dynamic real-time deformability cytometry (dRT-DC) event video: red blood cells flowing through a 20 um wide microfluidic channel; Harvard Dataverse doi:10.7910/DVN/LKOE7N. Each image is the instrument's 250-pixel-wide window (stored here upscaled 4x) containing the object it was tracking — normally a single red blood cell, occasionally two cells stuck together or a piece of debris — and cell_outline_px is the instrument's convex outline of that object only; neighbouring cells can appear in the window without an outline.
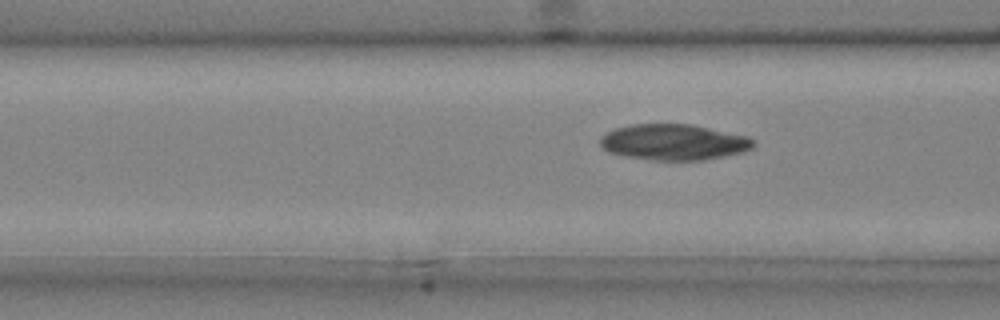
{"species": "common noctule bat (a hibernating species)", "species_latin": "Nyctalus noctula", "temperature_condition": "cold", "stored_images_in_passage": 8, "camera_frame_rate_fps": 3000, "um_per_image_px": 0.085, "animal": {"sex": "male", "body_mass_g": 20.4}, "frame": {"image": 1, "passage_image": 7, "time_ms": 2.0, "image_size_px": [1000, 320], "cell_outline_px": [[756, 144], [752, 148], [744, 152], [704, 160], [652, 160], [628, 156], [608, 152], [600, 144], [600, 140], [608, 132], [616, 128], [632, 124], [692, 124], [748, 136], [756, 140]], "centroid_in_image_um": [57.34, 12.08], "position_along_channel_um": 109.3, "area_um2": 32.02}}
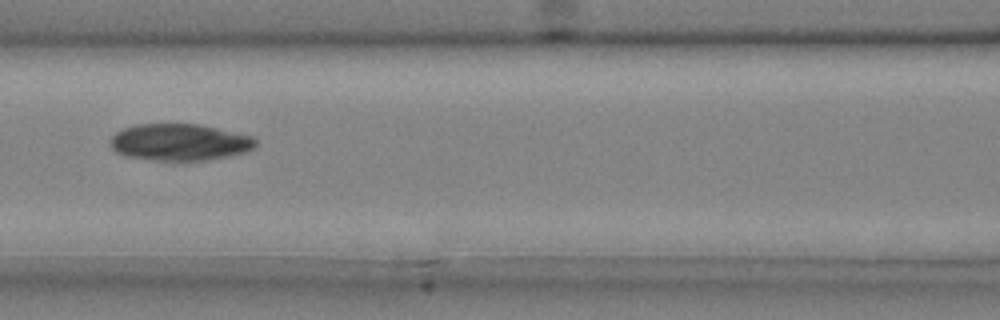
{"frame": {"image": 2, "passage_image": 8, "time_ms": 2.333, "image_size_px": [1000, 320], "cell_outline_px": [[256, 148], [244, 152], [228, 156], [208, 160], [152, 160], [124, 156], [116, 152], [108, 144], [108, 140], [116, 132], [124, 128], [136, 124], [196, 124], [256, 136]], "centroid_in_image_um": [15.26, 12.09], "position_along_channel_um": 151.3, "area_um2": 31.39}}